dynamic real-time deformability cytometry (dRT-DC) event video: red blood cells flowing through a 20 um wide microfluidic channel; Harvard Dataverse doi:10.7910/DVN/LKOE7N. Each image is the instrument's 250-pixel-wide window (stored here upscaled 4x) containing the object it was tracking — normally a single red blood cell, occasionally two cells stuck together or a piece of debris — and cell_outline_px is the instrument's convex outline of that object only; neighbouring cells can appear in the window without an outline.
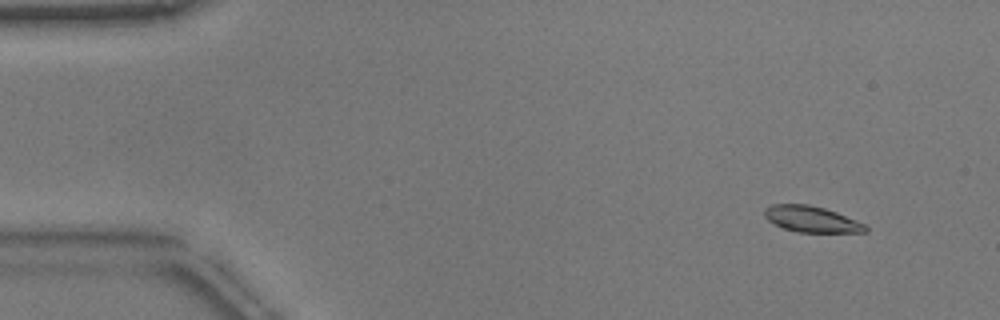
{"species": "common noctule bat (a hibernating species)", "species_latin": "Nyctalus noctula", "temperature_condition": "warm", "stored_images_in_passage": 53, "camera_frame_rate_fps": 3000, "um_per_image_px": 0.085, "animal": {"sex": "male", "body_mass_g": 17.9}, "frame": {"image": 1, "passage_image": 5, "time_ms": 1.333, "image_size_px": [1000, 320], "cell_outline_px": [[868, 232], [796, 232], [784, 228], [768, 220], [764, 216], [764, 208], [772, 204], [808, 204], [824, 208], [836, 212], [856, 220], [864, 224], [868, 228]], "centroid_in_image_um": [68.97, 18.62], "position_along_channel_um": 16.0, "area_um2": 15.26}}
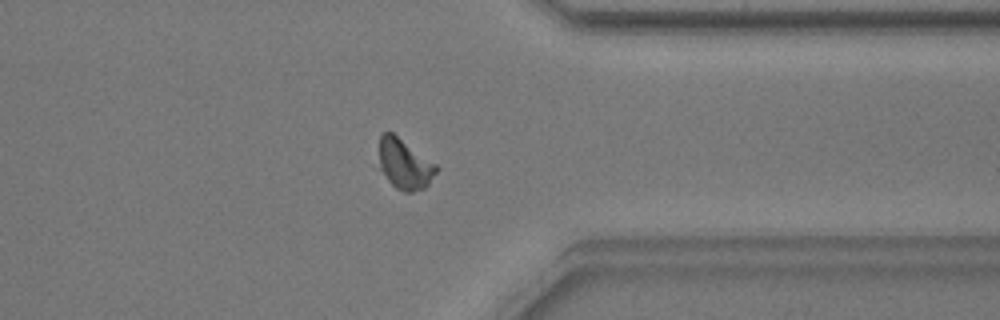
{"frame": {"image": 2, "passage_image": 42, "time_ms": 13.667, "image_size_px": [1000, 320], "cell_outline_px": [[440, 168], [428, 184], [424, 188], [412, 192], [404, 192], [396, 188], [388, 180], [380, 168], [380, 136], [384, 132], [392, 132], [436, 164]], "centroid_in_image_um": [34.41, 13.96], "position_along_channel_um": 377.0, "area_um2": 16.53}}
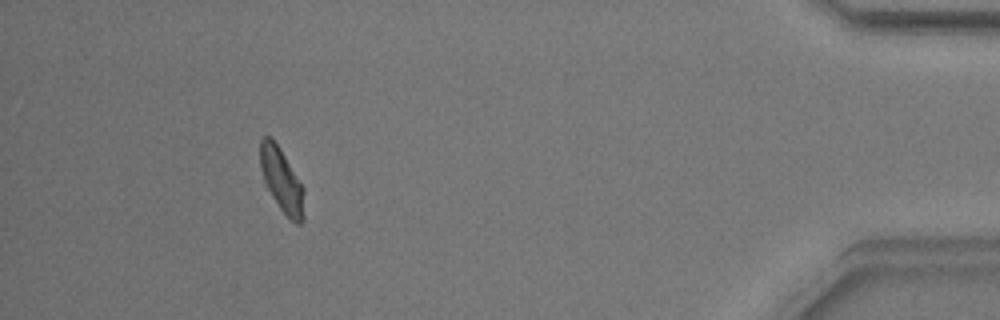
{"frame": {"image": 3, "passage_image": 49, "time_ms": 16.0, "image_size_px": [1000, 320], "cell_outline_px": [[304, 220], [300, 224], [296, 224], [280, 208], [264, 184], [260, 168], [260, 140], [264, 136], [272, 136], [280, 148], [304, 188]], "centroid_in_image_um": [23.93, 15.3], "position_along_channel_um": 411.3, "area_um2": 16.42}}